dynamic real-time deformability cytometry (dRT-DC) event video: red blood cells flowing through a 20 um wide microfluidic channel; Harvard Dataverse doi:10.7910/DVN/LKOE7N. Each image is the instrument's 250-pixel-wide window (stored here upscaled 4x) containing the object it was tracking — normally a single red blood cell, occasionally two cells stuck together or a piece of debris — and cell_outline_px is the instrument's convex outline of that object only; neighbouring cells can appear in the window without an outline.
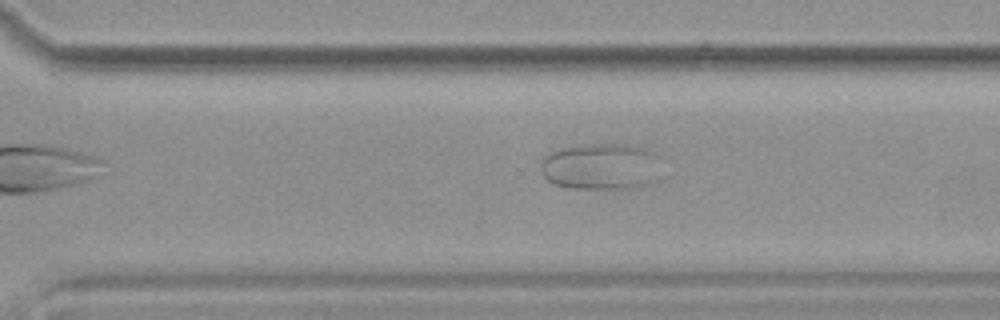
{"species": "common noctule bat (a hibernating species)", "species_latin": "Nyctalus noctula", "temperature_condition": "warm", "stored_images_in_passage": 39, "camera_frame_rate_fps": 3000, "um_per_image_px": 0.085, "animal": {"sex": "female", "body_mass_g": 19.9}, "frame": {"image": 1, "passage_image": 23, "time_ms": 7.333, "image_size_px": [1000, 320], "cell_outline_px": [[660, 180], [628, 188], [572, 188], [556, 184], [548, 180], [540, 172], [540, 160], [544, 156], [560, 148], [584, 144], [628, 144], [648, 148], [660, 152]], "centroid_in_image_um": [51.15, 14.12], "position_along_channel_um": 319.4, "area_um2": 33.47}}